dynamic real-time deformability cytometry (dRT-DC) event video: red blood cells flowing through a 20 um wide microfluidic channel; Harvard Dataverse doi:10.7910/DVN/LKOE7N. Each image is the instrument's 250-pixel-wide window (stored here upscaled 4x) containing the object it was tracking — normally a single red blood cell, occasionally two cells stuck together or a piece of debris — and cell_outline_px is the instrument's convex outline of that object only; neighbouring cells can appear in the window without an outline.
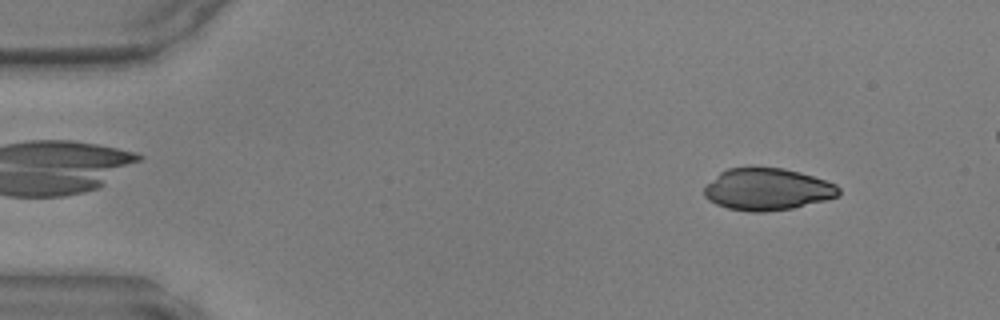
{"species": "common noctule bat (a hibernating species)", "species_latin": "Nyctalus noctula", "temperature_condition": "warm", "stored_images_in_passage": 44, "camera_frame_rate_fps": 3000, "um_per_image_px": 0.085, "animal": {"sex": "male", "body_mass_g": 17.9, "forearm_length_mm": 54.2}, "frame": {"image": 1, "passage_image": 3, "time_ms": 0.667, "image_size_px": [1000, 320], "cell_outline_px": [[840, 196], [792, 208], [764, 212], [748, 212], [728, 208], [716, 204], [708, 200], [704, 196], [704, 188], [720, 172], [728, 168], [784, 168], [800, 172], [836, 184], [840, 188]], "centroid_in_image_um": [65.22, 16.1], "position_along_channel_um": 19.8, "area_um2": 32.71}}